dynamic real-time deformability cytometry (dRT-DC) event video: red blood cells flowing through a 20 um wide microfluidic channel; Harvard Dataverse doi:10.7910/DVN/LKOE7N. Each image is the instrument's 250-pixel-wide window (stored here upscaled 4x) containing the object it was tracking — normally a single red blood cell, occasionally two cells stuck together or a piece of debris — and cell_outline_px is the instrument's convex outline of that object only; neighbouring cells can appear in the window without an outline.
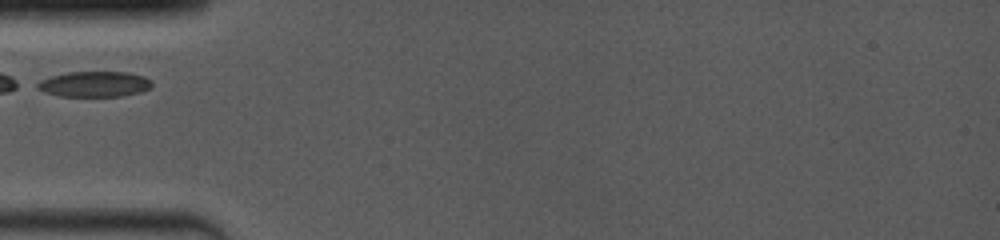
{"species": "common noctule bat (a hibernating species)", "species_latin": "Nyctalus noctula", "temperature_condition": "room temperature", "stored_images_in_passage": 2, "camera_frame_rate_fps": 4000, "um_per_image_px": 0.085, "animal": {"sex": "female", "body_mass_g": 19.0, "forearm_length_mm": 53.3}, "frame": {"image": 1, "passage_image": 1, "time_ms": 0.0, "image_size_px": [1000, 240], "cell_outline_px": [[152, 88], [140, 92], [120, 96], [60, 96], [44, 92], [36, 88], [32, 84], [40, 80], [52, 76], [68, 72], [128, 72], [144, 76], [152, 80]], "centroid_in_image_um": [8.01, 7.15], "position_along_channel_um": 77.0, "area_um2": 17.22}}